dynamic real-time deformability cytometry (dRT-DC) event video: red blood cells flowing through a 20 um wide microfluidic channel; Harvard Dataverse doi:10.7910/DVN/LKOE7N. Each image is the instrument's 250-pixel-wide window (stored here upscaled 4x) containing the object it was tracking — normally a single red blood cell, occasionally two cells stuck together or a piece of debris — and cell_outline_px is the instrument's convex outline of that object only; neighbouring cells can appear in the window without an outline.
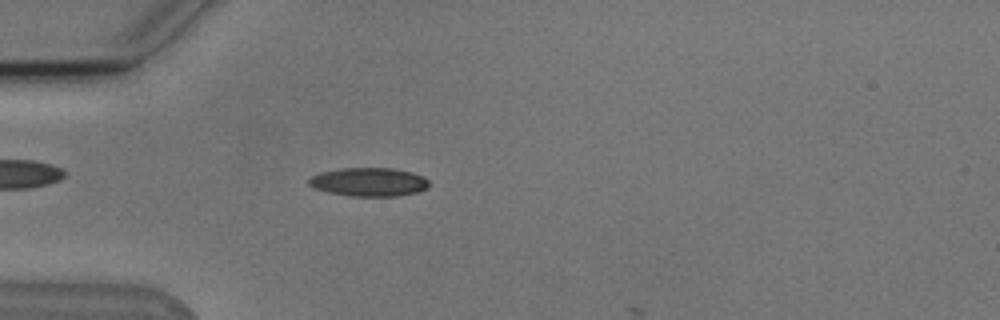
{"species": "Egyptian fruit bat (a non-hibernating species)", "species_latin": "Rousettus aegyptiacus", "temperature_condition": "cold", "stored_images_in_passage": 12, "camera_frame_rate_fps": 3000, "um_per_image_px": 0.085, "animal": {"sex": "male"}, "frame": {"image": 1, "passage_image": 11, "time_ms": 3.333, "image_size_px": [1000, 320], "cell_outline_px": [[428, 188], [420, 192], [400, 196], [348, 196], [328, 192], [312, 188], [308, 184], [308, 180], [312, 176], [320, 172], [340, 168], [392, 168], [412, 172], [424, 176], [428, 180]], "centroid_in_image_um": [31.37, 15.47], "position_along_channel_um": 53.6, "area_um2": 20.35}}